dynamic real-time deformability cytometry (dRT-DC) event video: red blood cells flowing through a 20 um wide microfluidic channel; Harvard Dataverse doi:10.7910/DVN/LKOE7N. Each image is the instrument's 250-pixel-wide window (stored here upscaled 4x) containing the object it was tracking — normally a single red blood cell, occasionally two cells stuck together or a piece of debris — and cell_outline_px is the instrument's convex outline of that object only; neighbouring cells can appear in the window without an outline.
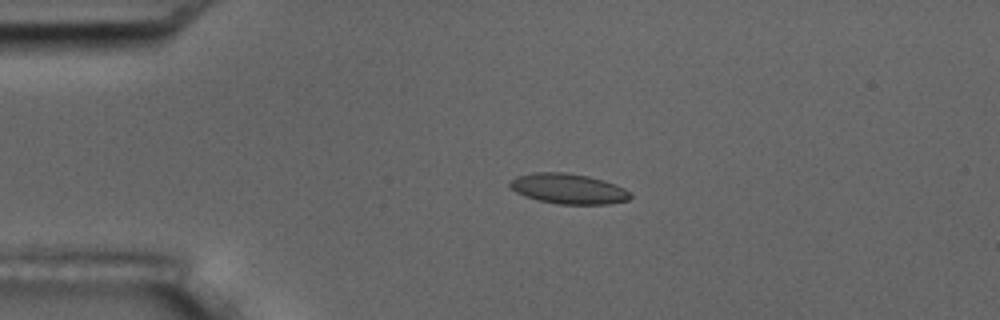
{"species": "common noctule bat (a hibernating species)", "species_latin": "Nyctalus noctula", "temperature_condition": "room temperature", "stored_images_in_passage": 4, "camera_frame_rate_fps": 3000, "um_per_image_px": 0.085, "animal": {"sex": "male", "body_mass_g": 17.5, "forearm_length_mm": 52.3}, "frame": {"image": 1, "passage_image": 3, "time_ms": 3.0, "image_size_px": [1000, 320], "cell_outline_px": [[632, 196], [628, 200], [608, 204], [560, 204], [540, 200], [524, 196], [516, 192], [508, 184], [516, 176], [532, 172], [564, 172], [588, 176], [604, 180], [624, 188], [632, 192]], "centroid_in_image_um": [48.33, 16.04], "position_along_channel_um": 36.7, "area_um2": 21.21}}